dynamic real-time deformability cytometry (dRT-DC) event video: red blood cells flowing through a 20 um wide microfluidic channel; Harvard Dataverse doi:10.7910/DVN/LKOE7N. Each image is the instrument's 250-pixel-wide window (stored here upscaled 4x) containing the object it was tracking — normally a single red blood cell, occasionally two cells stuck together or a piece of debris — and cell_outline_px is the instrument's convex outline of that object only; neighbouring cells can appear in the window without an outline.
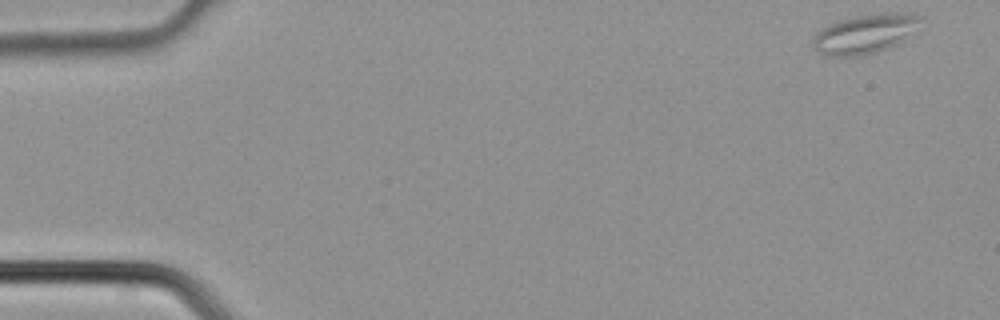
{"species": "common noctule bat (a hibernating species)", "species_latin": "Nyctalus noctula", "temperature_condition": "cold", "stored_images_in_passage": 4, "camera_frame_rate_fps": 3000, "um_per_image_px": 0.085, "animal": {"sex": "male", "body_mass_g": 21.5, "forearm_length_mm": 52.0}, "frame": {"image": 1, "passage_image": 1, "time_ms": 0.0, "image_size_px": [1000, 320], "cell_outline_px": [[924, 16], [904, 40], [896, 44], [860, 56], [824, 56], [812, 48], [812, 40], [816, 32], [836, 20], [856, 16], [880, 12], [912, 12]], "centroid_in_image_um": [73.48, 2.85], "position_along_channel_um": 11.5, "area_um2": 24.74}}